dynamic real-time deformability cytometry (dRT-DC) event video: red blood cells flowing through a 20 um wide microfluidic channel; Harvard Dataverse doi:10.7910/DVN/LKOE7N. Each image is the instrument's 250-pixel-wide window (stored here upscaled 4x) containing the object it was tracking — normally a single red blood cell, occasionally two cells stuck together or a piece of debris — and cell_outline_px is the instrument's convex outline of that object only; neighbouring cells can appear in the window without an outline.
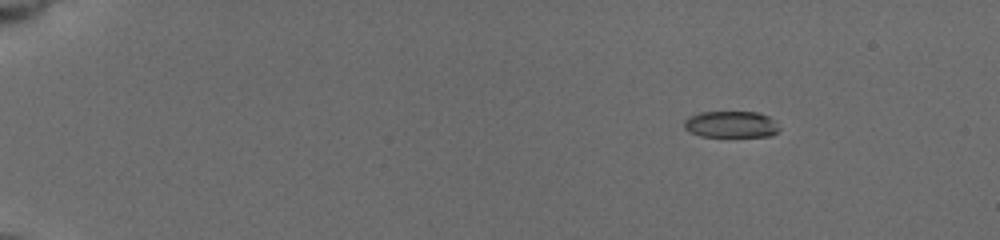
{"species": "common noctule bat (a hibernating species)", "species_latin": "Nyctalus noctula", "temperature_condition": "cold", "stored_images_in_passage": 7, "camera_frame_rate_fps": 3000, "um_per_image_px": 0.085, "animal": {"sex": "female", "body_mass_g": 19.5, "forearm_length_mm": 54.1}, "frame": {"image": 1, "passage_image": 5, "time_ms": 1.333, "image_size_px": [1000, 240], "cell_outline_px": [[780, 128], [772, 136], [700, 136], [684, 128], [684, 120], [700, 112], [756, 112], [768, 116]], "centroid_in_image_um": [62.14, 10.57], "position_along_channel_um": 22.9, "area_um2": 14.45}}